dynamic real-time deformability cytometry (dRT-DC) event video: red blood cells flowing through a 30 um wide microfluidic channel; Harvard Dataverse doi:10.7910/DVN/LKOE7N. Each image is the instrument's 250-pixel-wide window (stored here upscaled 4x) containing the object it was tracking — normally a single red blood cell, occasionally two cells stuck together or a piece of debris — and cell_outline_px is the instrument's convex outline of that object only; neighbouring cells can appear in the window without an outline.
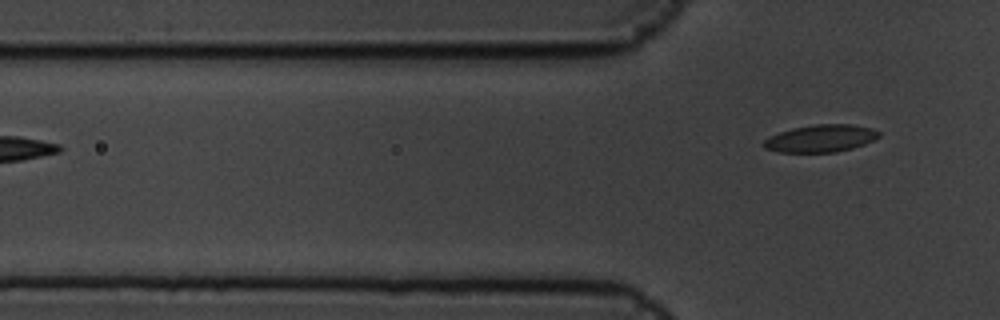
{"species": "common noctule bat (a hibernating species)", "species_latin": "Nyctalus noctula", "temperature_condition": "cold", "stored_images_in_passage": 3, "camera_frame_rate_fps": 3000, "um_per_image_px": 0.085, "animal": {"sex": "male", "body_mass_g": 19.5, "forearm_length_mm": 54.6}, "frame": {"image": 1, "passage_image": 3, "time_ms": 0.667, "image_size_px": [1000, 320], "cell_outline_px": [[880, 136], [864, 144], [852, 148], [836, 152], [776, 152], [764, 148], [760, 144], [768, 136], [792, 128], [816, 124], [848, 124], [872, 128], [880, 132]], "centroid_in_image_um": [69.71, 11.77], "position_along_channel_um": 56.1, "area_um2": 18.44}}